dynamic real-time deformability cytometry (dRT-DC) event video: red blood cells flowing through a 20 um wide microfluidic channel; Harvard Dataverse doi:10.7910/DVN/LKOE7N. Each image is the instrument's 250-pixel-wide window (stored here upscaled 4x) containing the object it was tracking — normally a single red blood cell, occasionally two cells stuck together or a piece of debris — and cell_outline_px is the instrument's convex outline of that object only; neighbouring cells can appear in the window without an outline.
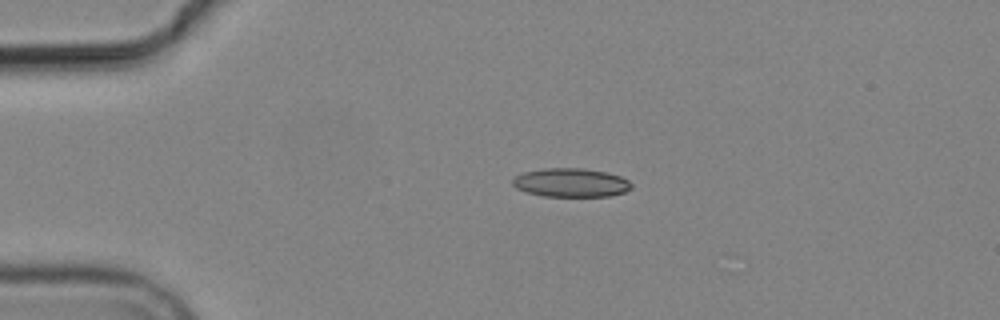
{"species": "common noctule bat (a hibernating species)", "species_latin": "Nyctalus noctula", "temperature_condition": "cold", "stored_images_in_passage": 5, "camera_frame_rate_fps": 3000, "um_per_image_px": 0.085, "animal": {"sex": "male", "body_mass_g": 19.2, "forearm_length_mm": 51.8}, "frame": {"image": 1, "passage_image": 4, "time_ms": 3.333, "image_size_px": [1000, 320], "cell_outline_px": [[632, 188], [624, 192], [612, 196], [544, 196], [524, 192], [516, 188], [512, 184], [512, 180], [516, 176], [524, 172], [544, 168], [584, 168], [608, 172], [620, 176], [628, 180], [632, 184]], "centroid_in_image_um": [48.54, 15.52], "position_along_channel_um": 36.5, "area_um2": 20.06}}